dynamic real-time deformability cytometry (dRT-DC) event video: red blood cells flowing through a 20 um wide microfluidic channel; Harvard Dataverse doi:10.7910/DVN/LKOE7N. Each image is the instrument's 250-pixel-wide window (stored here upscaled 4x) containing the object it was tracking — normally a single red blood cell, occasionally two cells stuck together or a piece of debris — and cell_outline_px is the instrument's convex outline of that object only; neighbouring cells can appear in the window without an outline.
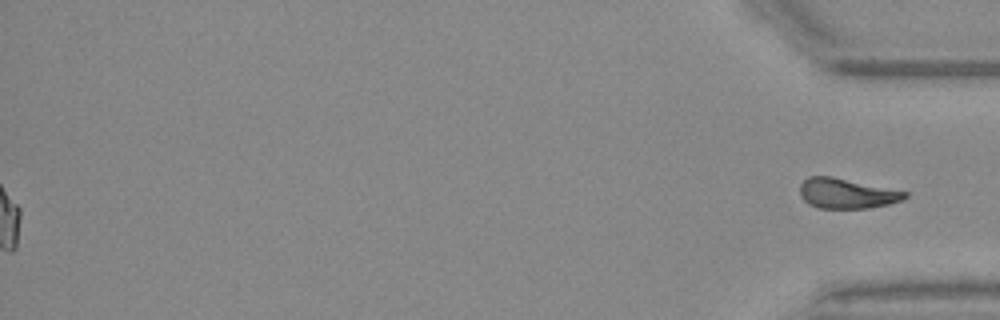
{"species": "Egyptian fruit bat (a non-hibernating species)", "species_latin": "Rousettus aegyptiacus", "temperature_condition": "warm", "stored_images_in_passage": 54, "segment_of_instrument_passage": [2, 2], "camera_frame_rate_fps": 3000, "um_per_image_px": 0.085, "animal": {"sex": "female"}, "frame": {"image": 1, "passage_image": 54, "time_ms": 17.667, "image_size_px": [1000, 320], "cell_outline_px": [[908, 196], [900, 200], [888, 204], [868, 208], [816, 208], [808, 204], [800, 196], [800, 184], [808, 176], [832, 176], [908, 192]], "centroid_in_image_um": [71.93, 16.44], "position_along_channel_um": 363.3, "area_um2": 18.38}}